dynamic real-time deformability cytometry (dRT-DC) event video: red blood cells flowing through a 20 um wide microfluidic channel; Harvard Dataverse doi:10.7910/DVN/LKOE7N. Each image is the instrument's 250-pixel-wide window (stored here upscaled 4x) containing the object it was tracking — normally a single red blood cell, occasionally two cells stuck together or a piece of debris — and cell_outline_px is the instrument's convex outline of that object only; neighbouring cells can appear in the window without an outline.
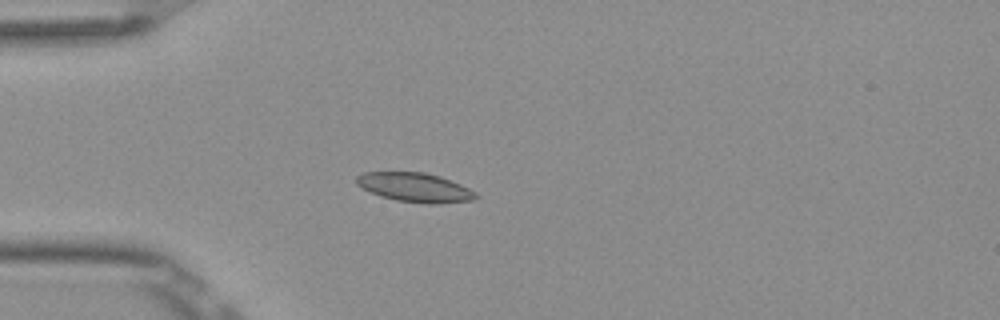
{"species": "Egyptian fruit bat (a non-hibernating species)", "species_latin": "Rousettus aegyptiacus", "temperature_condition": "room temperature", "stored_images_in_passage": 36, "camera_frame_rate_fps": 3000, "um_per_image_px": 0.085, "frame": {"image": 1, "passage_image": 1, "time_ms": 0.0, "image_size_px": [1000, 320], "cell_outline_px": [[480, 196], [472, 200], [440, 204], [432, 204], [396, 200], [380, 196], [356, 184], [356, 176], [364, 172], [424, 172], [440, 176], [460, 184], [476, 192]], "centroid_in_image_um": [35.29, 15.93], "position_along_channel_um": 49.7, "area_um2": 20.23}}
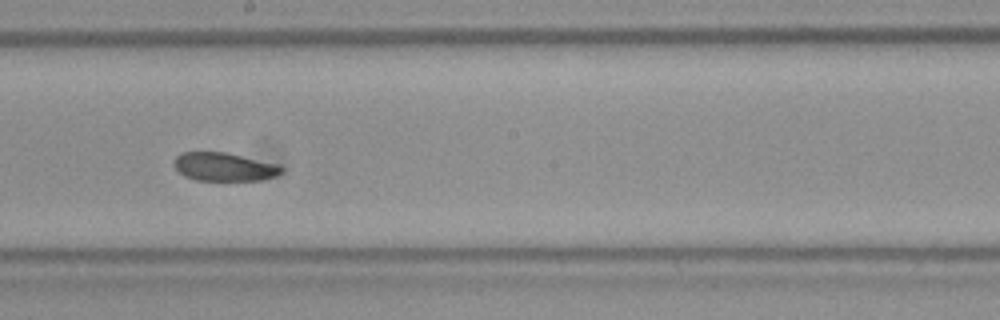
{"frame": {"image": 2, "passage_image": 16, "time_ms": 5.0, "image_size_px": [1000, 320], "cell_outline_px": [[284, 172], [276, 176], [260, 180], [196, 180], [184, 176], [172, 164], [176, 156], [180, 152], [224, 152], [276, 164], [284, 168]], "centroid_in_image_um": [19.03, 14.18], "position_along_channel_um": 229.2, "area_um2": 17.69}}
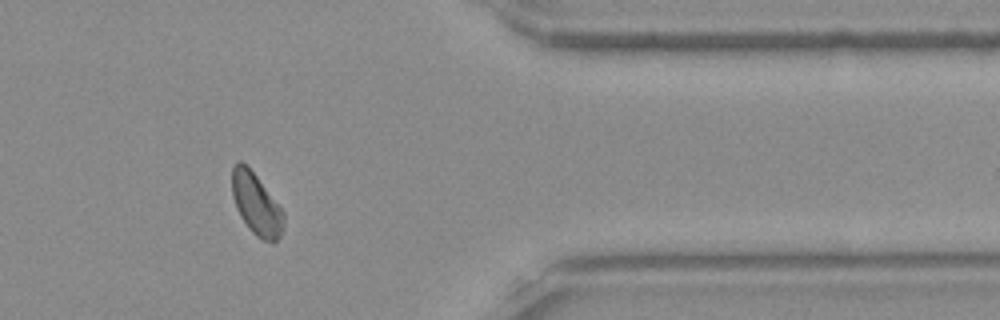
{"frame": {"image": 3, "passage_image": 30, "time_ms": 9.667, "image_size_px": [1000, 320], "cell_outline_px": [[284, 220], [280, 236], [272, 244], [260, 240], [248, 228], [240, 216], [236, 208], [232, 196], [232, 164], [236, 160], [240, 160], [256, 176], [284, 212]], "centroid_in_image_um": [21.76, 17.38], "position_along_channel_um": 389.6, "area_um2": 18.55}, "authors_computed_cell_mechanics": {"area_um2": 18.9006, "velocity_mm_per_s": 3.8525, "shape_relaxation_time_tau1_ms": 7.8544, "shape_relaxation_time_tau2_ms": 8.8446, "deformation_change_tau1": 0.1155, "deformation_change_tau2": 0.0822}}